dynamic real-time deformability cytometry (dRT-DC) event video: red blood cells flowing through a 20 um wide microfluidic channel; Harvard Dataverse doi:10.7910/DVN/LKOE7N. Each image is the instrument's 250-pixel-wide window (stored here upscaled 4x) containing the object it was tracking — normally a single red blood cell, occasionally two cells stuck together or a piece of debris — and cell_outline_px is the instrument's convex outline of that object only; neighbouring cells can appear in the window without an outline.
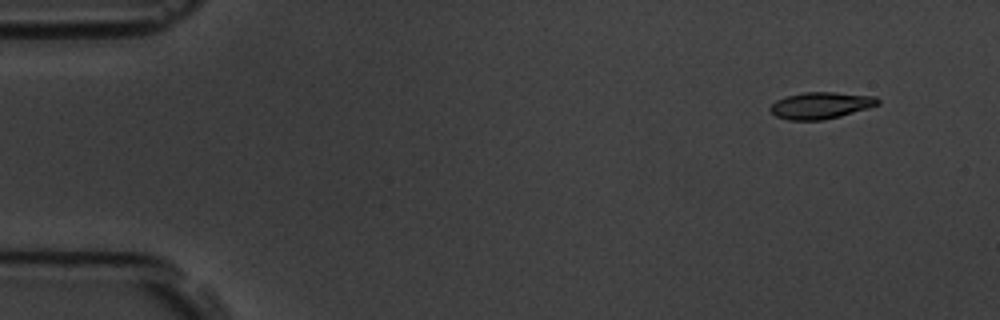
{"species": "common noctule bat (a hibernating species)", "species_latin": "Nyctalus noctula", "temperature_condition": "room temperature", "stored_images_in_passage": 4, "camera_frame_rate_fps": 3000, "um_per_image_px": 0.085, "animal": {"sex": "male", "body_mass_g": 19.5, "forearm_length_mm": 54.6}, "frame": {"image": 1, "passage_image": 1, "time_ms": 0.0, "image_size_px": [1000, 320], "cell_outline_px": [[880, 104], [868, 108], [840, 116], [824, 120], [788, 120], [776, 116], [768, 108], [776, 100], [788, 96], [804, 92], [836, 92], [876, 96], [880, 100]], "centroid_in_image_um": [69.79, 8.96], "position_along_channel_um": 15.2, "area_um2": 16.76}}
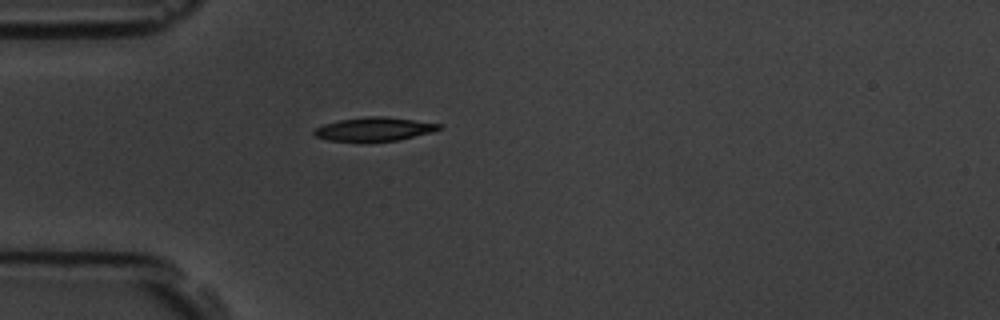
{"frame": {"image": 2, "passage_image": 4, "time_ms": 3.667, "image_size_px": [1000, 320], "cell_outline_px": [[444, 128], [432, 132], [396, 140], [328, 140], [316, 136], [312, 132], [316, 128], [324, 124], [340, 120], [368, 116], [384, 116], [440, 124]], "centroid_in_image_um": [31.82, 10.95], "position_along_channel_um": 53.2, "area_um2": 16.65}}